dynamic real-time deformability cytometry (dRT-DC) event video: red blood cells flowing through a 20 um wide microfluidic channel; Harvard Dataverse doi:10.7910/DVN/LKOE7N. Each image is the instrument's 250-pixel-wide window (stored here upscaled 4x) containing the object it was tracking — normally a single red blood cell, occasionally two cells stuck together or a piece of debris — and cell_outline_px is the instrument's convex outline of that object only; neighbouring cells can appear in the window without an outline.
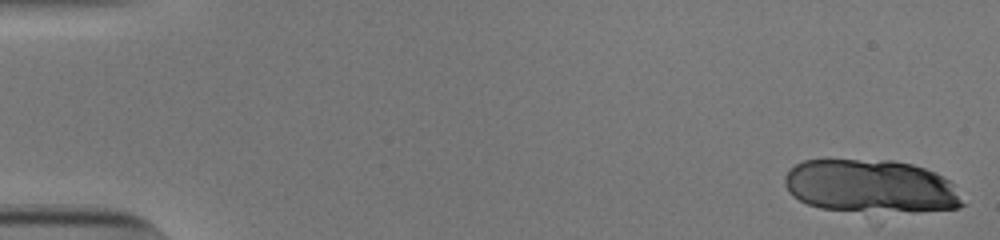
{"species": "human", "species_latin": "Homo sapiens", "temperature_condition": "cold", "stored_images_in_passage": 52, "segment_of_instrument_passage": [1, 2], "camera_frame_rate_fps": 3000, "um_per_image_px": 0.085, "donor": {"sex": "male"}, "frame": {"image": 1, "passage_image": 1, "time_ms": 0.0, "image_size_px": [1000, 240], "cell_outline_px": [[968, 204], [960, 208], [916, 212], [912, 212], [820, 208], [808, 204], [792, 196], [788, 192], [784, 184], [784, 176], [788, 168], [804, 160], [892, 160], [912, 164], [924, 168], [948, 180]], "centroid_in_image_um": [74.01, 15.83], "position_along_channel_um": 11.0, "area_um2": 55.03}}